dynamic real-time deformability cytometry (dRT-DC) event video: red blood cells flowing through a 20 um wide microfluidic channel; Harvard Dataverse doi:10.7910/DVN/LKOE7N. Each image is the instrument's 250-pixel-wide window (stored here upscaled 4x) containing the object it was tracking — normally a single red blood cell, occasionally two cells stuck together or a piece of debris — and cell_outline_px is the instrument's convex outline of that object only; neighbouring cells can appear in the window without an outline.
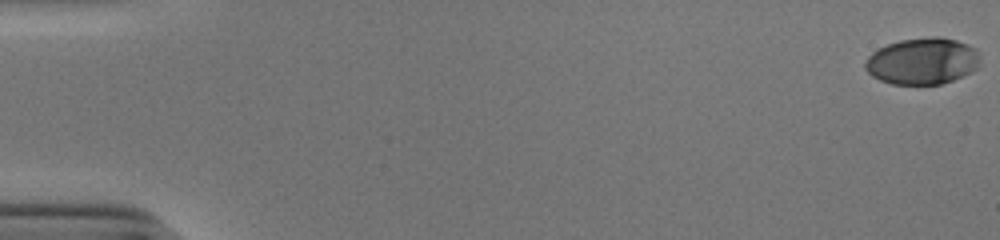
{"species": "human", "species_latin": "Homo sapiens", "temperature_condition": "cold", "stored_images_in_passage": 54, "camera_frame_rate_fps": 3000, "um_per_image_px": 0.085, "donor": {"sex": "male"}, "frame": {"image": 1, "passage_image": 1, "time_ms": 0.0, "image_size_px": [1000, 240], "cell_outline_px": [[980, 60], [976, 68], [972, 72], [952, 80], [940, 84], [892, 84], [880, 80], [872, 76], [864, 68], [864, 64], [868, 56], [872, 52], [888, 44], [900, 40], [932, 36], [940, 36], [956, 40], [968, 44], [976, 48], [980, 56]], "centroid_in_image_um": [78.42, 5.19], "position_along_channel_um": 6.6, "area_um2": 31.33}}
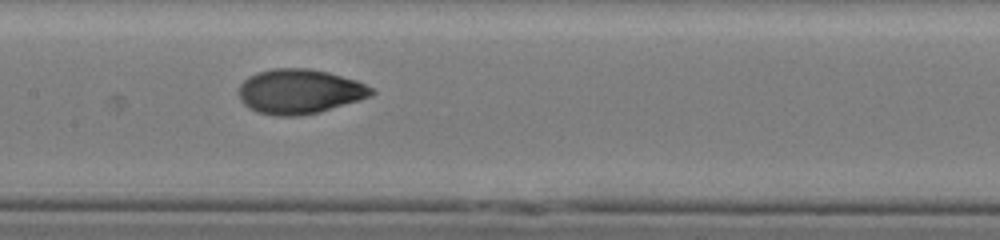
{"frame": {"image": 2, "passage_image": 28, "time_ms": 9.0, "image_size_px": [1000, 240], "cell_outline_px": [[376, 92], [372, 96], [360, 100], [320, 112], [296, 116], [276, 116], [256, 112], [248, 108], [240, 100], [240, 84], [248, 76], [272, 68], [308, 68], [328, 72], [356, 80], [372, 88]], "centroid_in_image_um": [25.47, 7.78], "position_along_channel_um": 181.9, "area_um2": 34.62}}
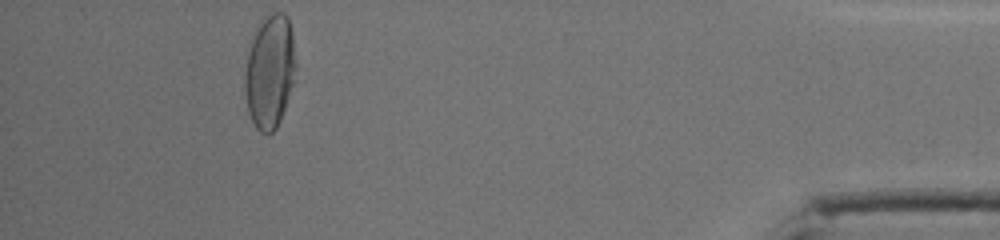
{"frame": {"image": 3, "passage_image": 50, "time_ms": 16.333, "image_size_px": [1000, 240], "cell_outline_px": [[296, 68], [292, 84], [280, 120], [276, 128], [272, 132], [260, 132], [256, 128], [248, 112], [244, 92], [244, 72], [248, 52], [252, 40], [260, 24], [272, 12], [284, 12], [288, 16], [292, 32]], "centroid_in_image_um": [22.92, 6.08], "position_along_channel_um": 412.3, "area_um2": 33.35}, "authors_computed_cell_mechanics": {"area_um2": 33.2639, "velocity_mm_per_s": 3.898, "shape_relaxation_time_tau1_ms": 4.5225, "shape_relaxation_time_tau2_ms": 0.8314, "deformation_change_tau1": 0.209, "deformation_change_tau2": 0.0411}}